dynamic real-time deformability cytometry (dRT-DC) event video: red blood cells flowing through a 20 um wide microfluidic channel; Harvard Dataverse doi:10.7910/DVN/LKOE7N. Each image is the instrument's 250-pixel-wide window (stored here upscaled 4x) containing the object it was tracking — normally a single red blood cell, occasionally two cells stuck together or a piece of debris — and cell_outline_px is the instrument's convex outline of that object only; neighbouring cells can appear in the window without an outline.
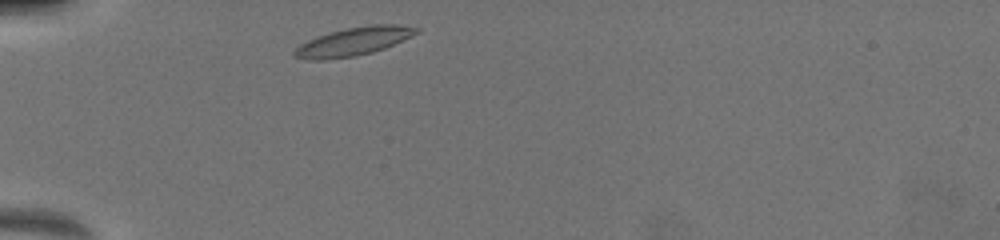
{"species": "common noctule bat (a hibernating species)", "species_latin": "Nyctalus noctula", "temperature_condition": "warm", "stored_images_in_passage": 30, "camera_frame_rate_fps": 3000, "um_per_image_px": 0.085, "animal": {"sex": "female", "body_mass_g": 19.5, "forearm_length_mm": 54.1}, "frame": {"image": 1, "passage_image": 1, "time_ms": 0.0, "image_size_px": [1000, 240], "cell_outline_px": [[420, 32], [384, 48], [372, 52], [356, 56], [324, 60], [312, 60], [296, 56], [292, 52], [300, 44], [308, 40], [344, 28], [372, 24], [396, 24], [420, 28]], "centroid_in_image_um": [30.08, 3.52], "position_along_channel_um": 54.9, "area_um2": 19.88}}
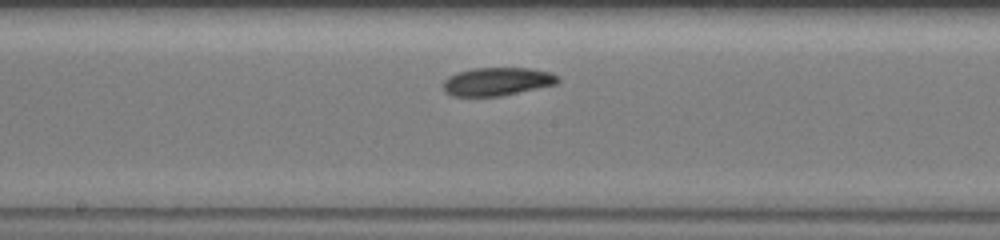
{"frame": {"image": 2, "passage_image": 13, "time_ms": 4.333, "image_size_px": [1000, 240], "cell_outline_px": [[560, 80], [556, 84], [500, 96], [452, 96], [444, 92], [444, 80], [448, 76], [472, 68], [528, 68], [548, 72], [560, 76]], "centroid_in_image_um": [42.25, 6.93], "position_along_channel_um": 206.0, "area_um2": 18.73}}
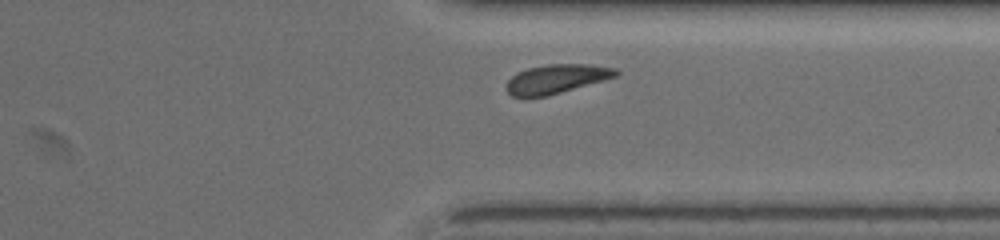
{"frame": {"image": 3, "passage_image": 26, "time_ms": 8.333, "image_size_px": [1000, 240], "cell_outline_px": [[620, 72], [616, 76], [548, 96], [512, 96], [504, 88], [508, 80], [516, 72], [528, 68], [548, 64], [588, 64], [616, 68]], "centroid_in_image_um": [47.27, 6.69], "position_along_channel_um": 364.1, "area_um2": 18.38}, "authors_computed_cell_mechanics": {"area_um2": 18.5249, "velocity_mm_per_s": 3.947, "shape_relaxation_time_tau1_ms": 3.0274, "shape_relaxation_time_tau2_ms": 4.3618, "deformation_change_tau1": 0.0901, "deformation_change_tau2": 0.0855}}